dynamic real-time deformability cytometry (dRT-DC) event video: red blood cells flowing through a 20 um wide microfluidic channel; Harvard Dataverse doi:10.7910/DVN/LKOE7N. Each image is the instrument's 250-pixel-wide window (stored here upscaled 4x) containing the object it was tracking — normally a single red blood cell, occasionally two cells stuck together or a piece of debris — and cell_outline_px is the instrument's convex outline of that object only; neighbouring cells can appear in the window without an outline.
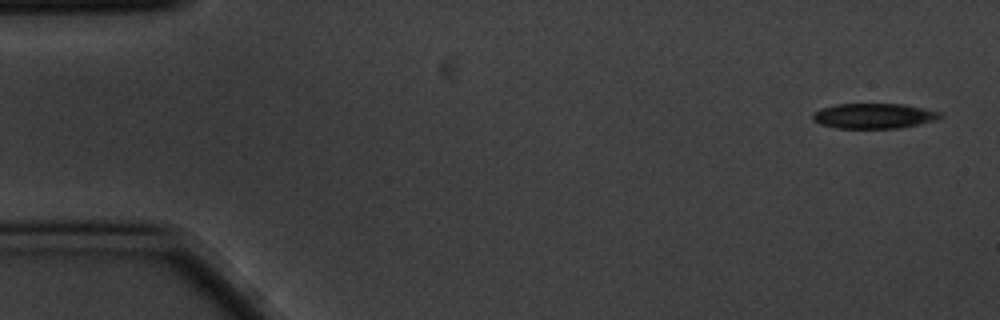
{"species": "common noctule bat (a hibernating species)", "species_latin": "Nyctalus noctula", "temperature_condition": "cold", "stored_images_in_passage": 6, "camera_frame_rate_fps": 3000, "um_per_image_px": 0.085, "animal": {"sex": "male", "body_mass_g": 20.1, "forearm_length_mm": 53.5}, "frame": {"image": 1, "passage_image": 1, "time_ms": 0.0, "image_size_px": [1000, 320], "cell_outline_px": [[944, 116], [940, 120], [900, 128], [836, 128], [820, 124], [812, 120], [812, 112], [820, 108], [836, 104], [904, 104], [924, 108], [940, 112]], "centroid_in_image_um": [74.29, 9.85], "position_along_channel_um": 10.7, "area_um2": 19.02}}
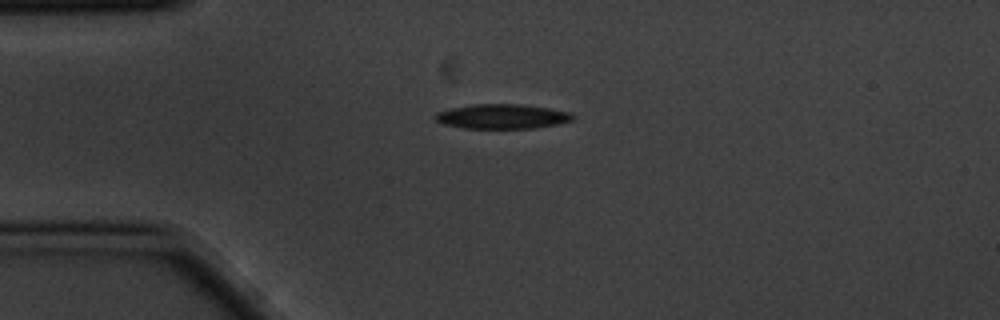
{"frame": {"image": 2, "passage_image": 4, "time_ms": 1.0, "image_size_px": [1000, 320], "cell_outline_px": [[576, 116], [572, 120], [556, 124], [536, 128], [464, 128], [444, 124], [436, 120], [432, 116], [436, 112], [452, 108], [472, 104], [520, 104], [548, 108], [572, 112]], "centroid_in_image_um": [42.69, 9.89], "position_along_channel_um": 42.3, "area_um2": 19.77}}